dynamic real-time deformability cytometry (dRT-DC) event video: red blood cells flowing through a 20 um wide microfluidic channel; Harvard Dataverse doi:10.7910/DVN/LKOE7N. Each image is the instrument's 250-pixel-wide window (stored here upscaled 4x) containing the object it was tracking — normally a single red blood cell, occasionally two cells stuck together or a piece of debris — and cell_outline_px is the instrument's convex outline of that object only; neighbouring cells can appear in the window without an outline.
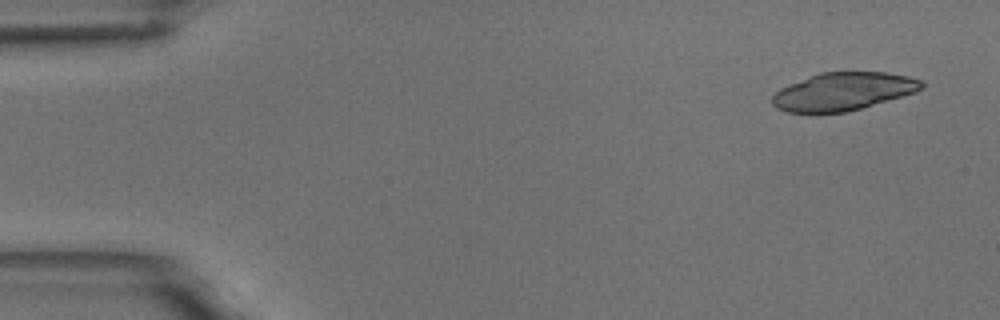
{"species": "common noctule bat (a hibernating species)", "species_latin": "Nyctalus noctula", "temperature_condition": "room temperature", "stored_images_in_passage": 13, "camera_frame_rate_fps": 3000, "um_per_image_px": 0.085, "animal": {"sex": "male", "body_mass_g": 18.8}, "frame": {"image": 1, "passage_image": 1, "time_ms": 0.0, "image_size_px": [1000, 320], "cell_outline_px": [[924, 88], [916, 92], [860, 108], [844, 112], [788, 112], [776, 108], [772, 104], [772, 96], [780, 88], [808, 76], [820, 72], [884, 72], [908, 76], [920, 80], [924, 84]], "centroid_in_image_um": [71.66, 7.76], "position_along_channel_um": 13.3, "area_um2": 32.71}}
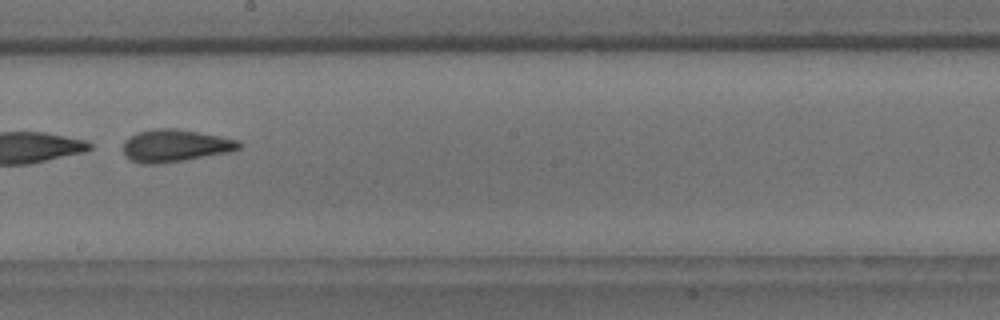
{"frame": {"image": 2, "passage_image": 8, "time_ms": 9.0, "image_size_px": [1000, 320], "cell_outline_px": [[244, 144], [240, 148], [228, 152], [184, 160], [160, 164], [144, 164], [132, 160], [124, 152], [124, 140], [136, 132], [152, 128], [176, 128], [220, 136], [240, 140]], "centroid_in_image_um": [14.91, 12.36], "position_along_channel_um": 233.3, "area_um2": 21.91}}